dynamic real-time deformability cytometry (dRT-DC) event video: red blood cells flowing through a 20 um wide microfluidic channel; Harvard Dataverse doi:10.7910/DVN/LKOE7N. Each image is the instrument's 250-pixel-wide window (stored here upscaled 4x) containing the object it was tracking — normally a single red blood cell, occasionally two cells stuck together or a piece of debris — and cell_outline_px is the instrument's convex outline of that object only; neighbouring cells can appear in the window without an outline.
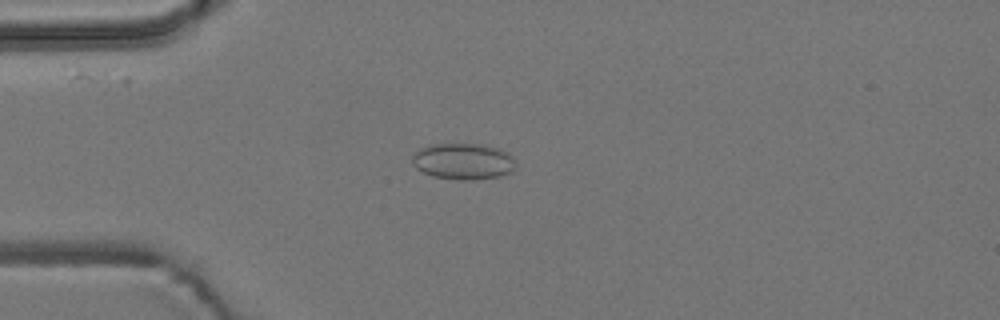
{"species": "common noctule bat (a hibernating species)", "species_latin": "Nyctalus noctula", "temperature_condition": "room temperature", "stored_images_in_passage": 43, "camera_frame_rate_fps": 3000, "um_per_image_px": 0.085, "animal": {"sex": "male", "body_mass_g": 19.2, "forearm_length_mm": 51.8}, "frame": {"image": 1, "passage_image": 14, "time_ms": 4.333, "image_size_px": [1000, 320], "cell_outline_px": [[516, 168], [512, 172], [500, 176], [472, 180], [460, 180], [432, 176], [416, 168], [412, 164], [412, 156], [416, 148], [428, 144], [480, 144], [500, 148], [508, 152], [516, 160]], "centroid_in_image_um": [39.38, 13.7], "position_along_channel_um": 45.6, "area_um2": 22.37}}
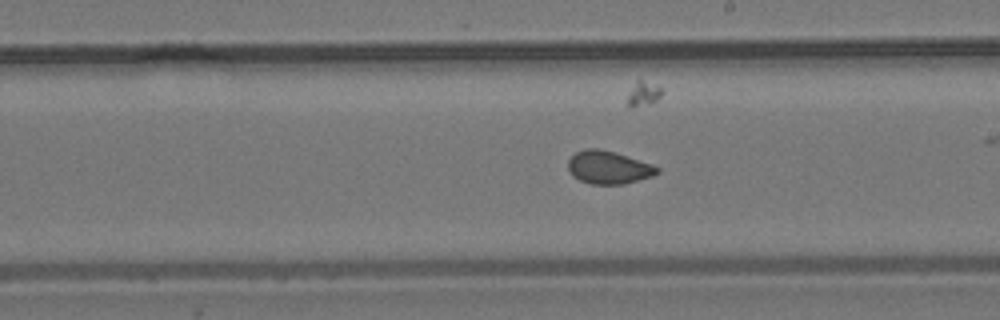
{"frame": {"image": 2, "passage_image": 31, "time_ms": 10.0, "image_size_px": [1000, 320], "cell_outline_px": [[660, 172], [652, 176], [624, 184], [592, 184], [580, 180], [572, 176], [568, 168], [568, 160], [576, 152], [588, 148], [596, 148], [612, 152], [652, 164], [660, 168]], "centroid_in_image_um": [51.72, 14.24], "position_along_channel_um": 237.3, "area_um2": 16.88}}
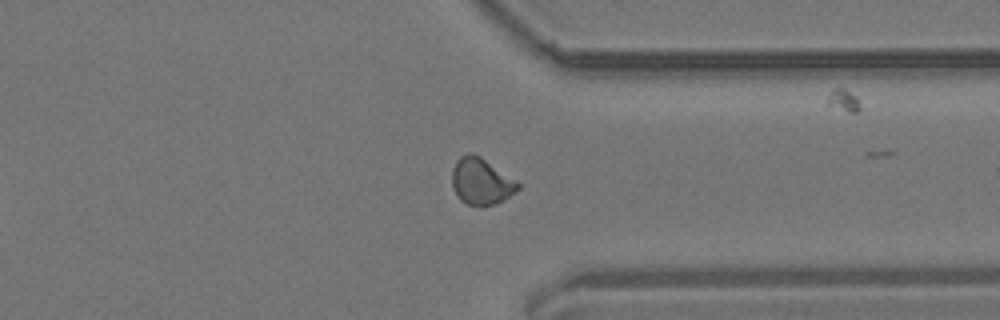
{"frame": {"image": 3, "passage_image": 42, "time_ms": 13.667, "image_size_px": [1000, 320], "cell_outline_px": [[520, 188], [504, 200], [480, 208], [468, 204], [460, 200], [456, 196], [452, 184], [452, 168], [456, 160], [460, 156], [468, 152], [472, 152], [480, 156], [516, 180], [520, 184]], "centroid_in_image_um": [40.88, 15.42], "position_along_channel_um": 370.5, "area_um2": 18.09}}